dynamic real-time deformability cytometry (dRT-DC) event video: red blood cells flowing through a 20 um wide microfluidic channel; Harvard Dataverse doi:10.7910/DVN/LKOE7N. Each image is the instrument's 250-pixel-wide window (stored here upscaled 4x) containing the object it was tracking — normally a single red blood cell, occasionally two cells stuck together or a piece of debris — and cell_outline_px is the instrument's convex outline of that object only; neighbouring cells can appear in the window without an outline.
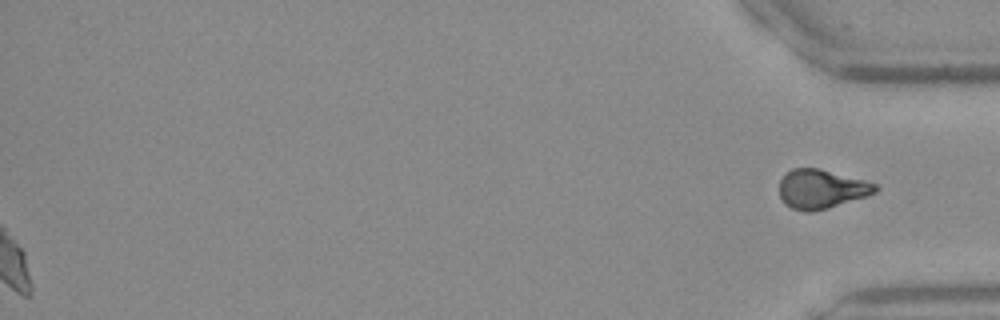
{"species": "Egyptian fruit bat (a non-hibernating species)", "species_latin": "Rousettus aegyptiacus", "temperature_condition": "warm", "stored_images_in_passage": 44, "segment_of_instrument_passage": [2, 2], "camera_frame_rate_fps": 3000, "um_per_image_px": 0.085, "frame": {"image": 1, "passage_image": 44, "time_ms": 14.333, "image_size_px": [1000, 320], "cell_outline_px": [[880, 188], [876, 192], [868, 196], [828, 208], [812, 212], [804, 212], [792, 208], [784, 204], [780, 196], [780, 180], [792, 168], [820, 168], [880, 184]], "centroid_in_image_um": [69.86, 16.07], "position_along_channel_um": 365.3, "area_um2": 22.14}}